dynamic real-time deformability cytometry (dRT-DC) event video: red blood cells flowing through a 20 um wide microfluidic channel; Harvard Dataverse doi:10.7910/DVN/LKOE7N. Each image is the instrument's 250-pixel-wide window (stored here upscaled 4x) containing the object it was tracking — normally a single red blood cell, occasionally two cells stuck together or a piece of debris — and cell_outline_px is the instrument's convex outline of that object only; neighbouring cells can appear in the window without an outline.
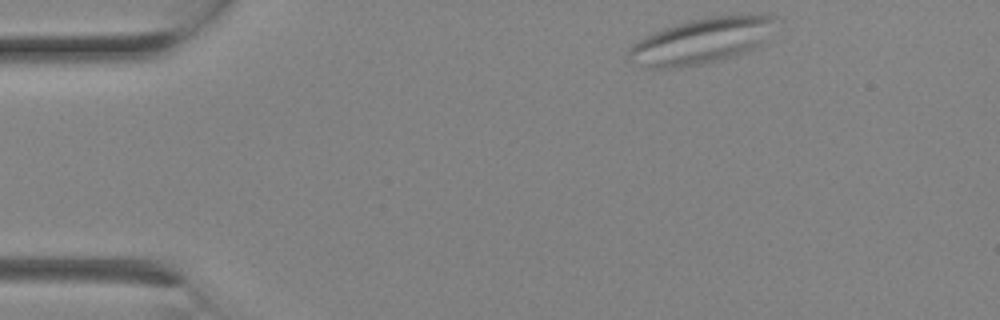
{"species": "Egyptian fruit bat (a non-hibernating species)", "species_latin": "Rousettus aegyptiacus", "temperature_condition": "room temperature", "stored_images_in_passage": 2, "camera_frame_rate_fps": 3000, "um_per_image_px": 0.085, "animal": {"sex": "female"}, "frame": {"image": 1, "passage_image": 1, "time_ms": 0.0, "image_size_px": [1000, 320], "cell_outline_px": [[776, 16], [760, 44], [748, 52], [704, 64], [676, 68], [648, 68], [632, 64], [628, 60], [628, 52], [632, 44], [644, 36], [652, 32], [676, 24], [692, 20], [712, 16], [748, 12], [768, 12]], "centroid_in_image_um": [59.6, 3.46], "position_along_channel_um": 25.4, "area_um2": 39.59}}
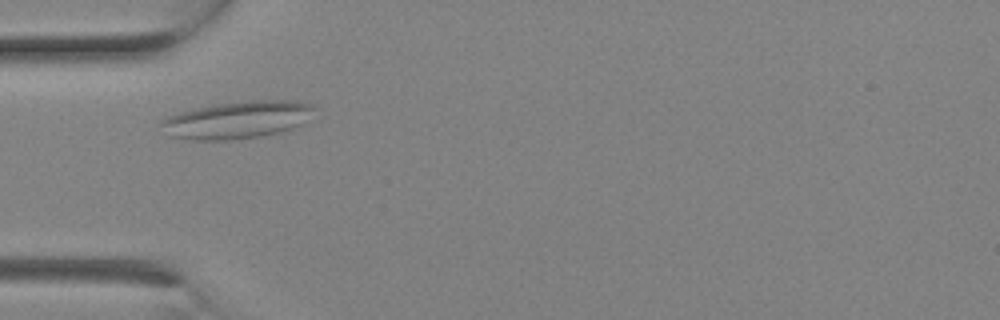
{"frame": {"image": 2, "passage_image": 2, "time_ms": 0.333, "image_size_px": [1000, 320], "cell_outline_px": [[316, 108], [300, 124], [292, 128], [260, 136], [232, 140], [192, 140], [168, 136], [160, 124], [160, 120], [168, 116], [216, 104], [252, 100], [292, 100], [312, 104]], "centroid_in_image_um": [20.14, 10.19], "position_along_channel_um": 64.9, "area_um2": 32.83}}